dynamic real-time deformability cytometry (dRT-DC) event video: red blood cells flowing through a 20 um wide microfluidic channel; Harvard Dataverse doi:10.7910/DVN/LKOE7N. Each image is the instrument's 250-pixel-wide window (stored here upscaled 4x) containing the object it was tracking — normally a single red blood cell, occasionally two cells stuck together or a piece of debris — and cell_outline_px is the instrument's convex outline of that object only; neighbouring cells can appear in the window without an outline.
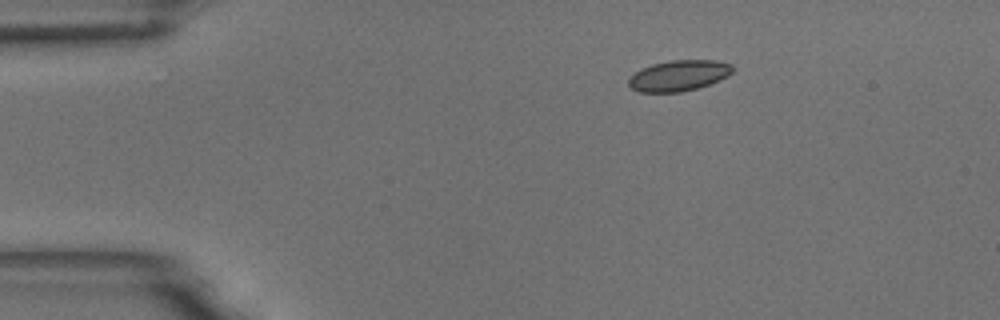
{"species": "common noctule bat (a hibernating species)", "species_latin": "Nyctalus noctula", "temperature_condition": "room temperature", "stored_images_in_passage": 3, "camera_frame_rate_fps": 3000, "um_per_image_px": 0.085, "animal": {"sex": "male", "body_mass_g": 18.8}, "frame": {"image": 1, "passage_image": 1, "time_ms": 0.0, "image_size_px": [1000, 320], "cell_outline_px": [[736, 68], [728, 76], [720, 80], [696, 88], [680, 92], [640, 92], [632, 88], [628, 84], [628, 76], [640, 68], [652, 64], [668, 60], [716, 60], [732, 64]], "centroid_in_image_um": [57.69, 6.41], "position_along_channel_um": 27.3, "area_um2": 18.9}}